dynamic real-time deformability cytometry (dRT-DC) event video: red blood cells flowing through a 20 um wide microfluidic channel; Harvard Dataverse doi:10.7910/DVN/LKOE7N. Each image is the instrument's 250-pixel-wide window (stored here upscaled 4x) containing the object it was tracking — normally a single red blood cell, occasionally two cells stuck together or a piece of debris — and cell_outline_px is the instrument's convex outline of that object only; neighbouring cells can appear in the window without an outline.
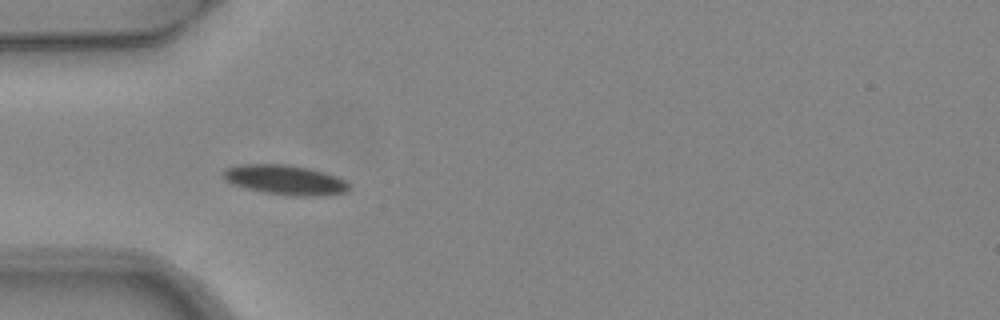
{"species": "common noctule bat (a hibernating species)", "species_latin": "Nyctalus noctula", "temperature_condition": "warm", "stored_images_in_passage": 4, "camera_frame_rate_fps": 3000, "um_per_image_px": 0.085, "animal": {"sex": "female", "body_mass_g": 24.6, "forearm_length_mm": 56.2}, "frame": {"image": 1, "passage_image": 4, "time_ms": 1.0, "image_size_px": [1000, 320], "cell_outline_px": [[352, 184], [348, 192], [324, 196], [292, 196], [264, 192], [232, 184], [224, 180], [224, 168], [236, 164], [288, 164], [308, 168], [324, 172], [336, 176]], "centroid_in_image_um": [24.27, 15.29], "position_along_channel_um": 60.7, "area_um2": 22.08}}